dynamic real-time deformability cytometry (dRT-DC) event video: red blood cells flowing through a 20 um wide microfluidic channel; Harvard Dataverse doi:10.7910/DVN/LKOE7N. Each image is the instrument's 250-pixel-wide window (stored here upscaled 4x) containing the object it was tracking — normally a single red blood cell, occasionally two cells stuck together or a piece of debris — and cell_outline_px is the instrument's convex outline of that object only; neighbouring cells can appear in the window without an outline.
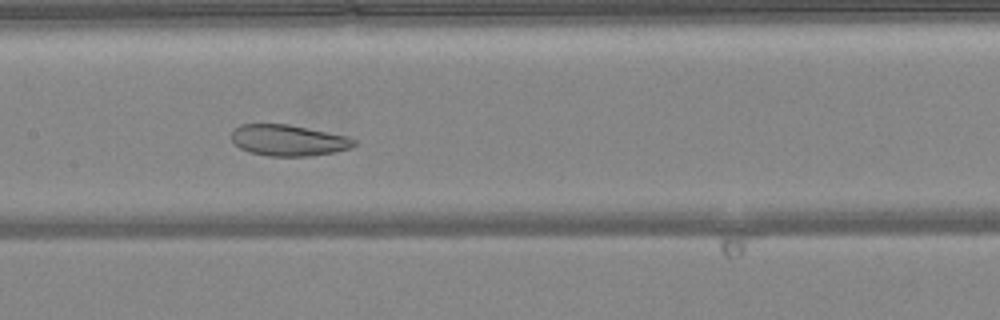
{"species": "common noctule bat (a hibernating species)", "species_latin": "Nyctalus noctula", "temperature_condition": "warm", "stored_images_in_passage": 50, "camera_frame_rate_fps": 3000, "um_per_image_px": 0.085, "animal": {"sex": "female", "body_mass_g": 24.6, "forearm_length_mm": 56.2}, "frame": {"image": 1, "passage_image": 25, "time_ms": 8.0, "image_size_px": [1000, 320], "cell_outline_px": [[356, 144], [348, 148], [332, 152], [308, 156], [268, 156], [248, 152], [240, 148], [232, 140], [232, 132], [240, 124], [288, 124], [348, 136], [356, 140]], "centroid_in_image_um": [24.49, 11.92], "position_along_channel_um": 182.9, "area_um2": 22.08}}
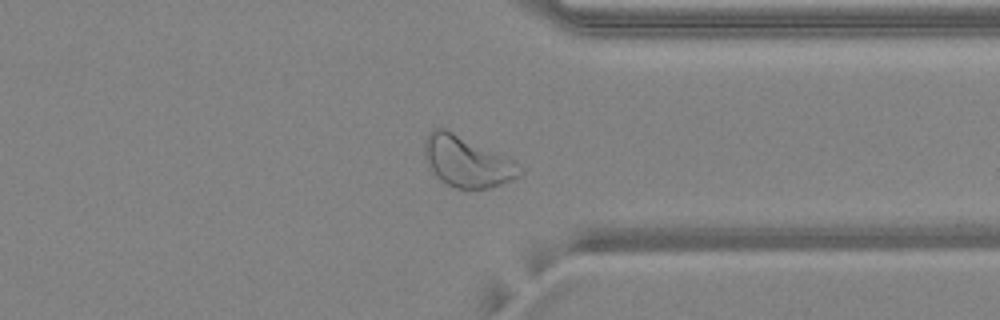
{"frame": {"image": 2, "passage_image": 39, "time_ms": 12.667, "image_size_px": [1000, 320], "cell_outline_px": [[524, 172], [520, 176], [500, 184], [488, 188], [456, 188], [440, 180], [432, 172], [424, 152], [424, 140], [428, 132], [436, 128], [444, 128], [512, 160]], "centroid_in_image_um": [39.65, 13.74], "position_along_channel_um": 371.8, "area_um2": 27.46}}
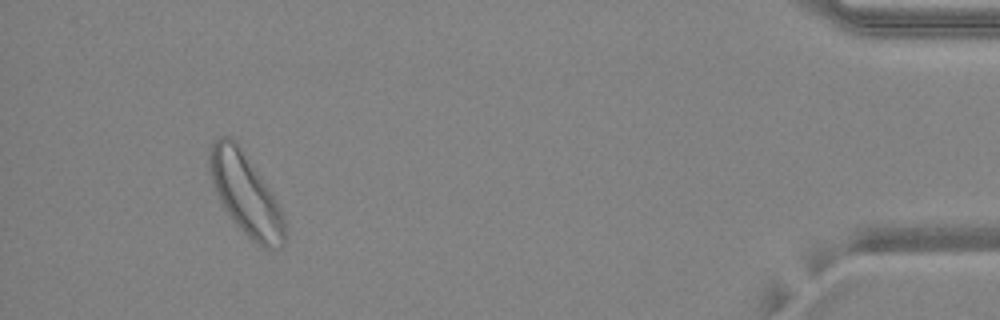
{"frame": {"image": 3, "passage_image": 47, "time_ms": 15.333, "image_size_px": [1000, 320], "cell_outline_px": [[284, 244], [280, 248], [264, 248], [252, 240], [232, 220], [224, 208], [212, 184], [208, 172], [208, 152], [212, 144], [220, 136], [228, 136], [236, 140], [276, 200], [280, 208], [284, 220]], "centroid_in_image_um": [20.83, 16.47], "position_along_channel_um": 414.4, "area_um2": 35.26}}